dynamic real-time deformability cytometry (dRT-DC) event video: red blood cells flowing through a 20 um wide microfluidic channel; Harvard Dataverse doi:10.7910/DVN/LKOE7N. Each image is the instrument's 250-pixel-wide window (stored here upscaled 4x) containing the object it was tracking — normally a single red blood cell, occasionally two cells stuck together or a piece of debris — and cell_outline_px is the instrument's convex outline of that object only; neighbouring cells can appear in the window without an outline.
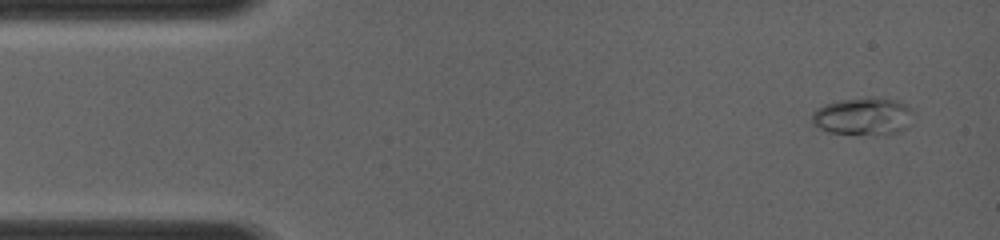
{"species": "common noctule bat (a hibernating species)", "species_latin": "Nyctalus noctula", "temperature_condition": "room temperature", "stored_images_in_passage": 8, "camera_frame_rate_fps": 4000, "um_per_image_px": 0.085, "animal": {"sex": "female", "body_mass_g": 19.0, "forearm_length_mm": 56.7}, "frame": {"image": 1, "passage_image": 1, "time_ms": 0.0, "image_size_px": [1000, 240], "cell_outline_px": [[916, 112], [908, 128], [888, 136], [828, 132], [812, 124], [812, 112], [816, 108], [824, 104], [840, 100], [868, 96], [876, 96], [900, 100], [912, 108]], "centroid_in_image_um": [73.45, 9.88], "position_along_channel_um": 11.5, "area_um2": 23.24}}